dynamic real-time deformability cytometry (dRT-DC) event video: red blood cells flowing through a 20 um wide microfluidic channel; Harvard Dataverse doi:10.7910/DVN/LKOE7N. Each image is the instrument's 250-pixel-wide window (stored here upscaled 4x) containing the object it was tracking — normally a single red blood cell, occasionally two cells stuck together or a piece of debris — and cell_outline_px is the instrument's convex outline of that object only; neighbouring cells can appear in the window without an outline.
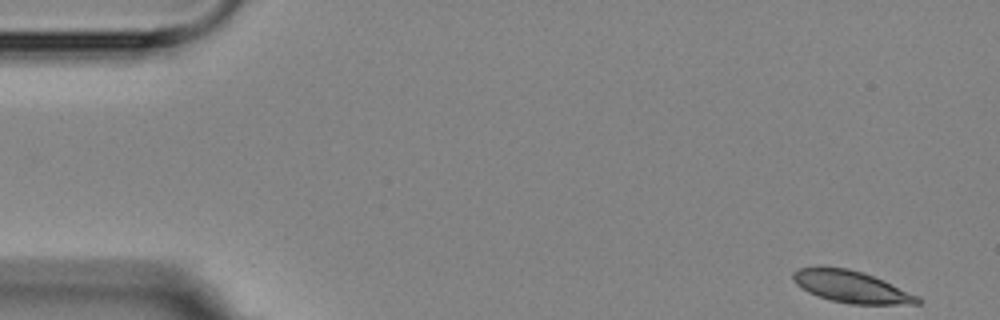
{"species": "Egyptian fruit bat (a non-hibernating species)", "species_latin": "Rousettus aegyptiacus", "temperature_condition": "room temperature", "stored_images_in_passage": 4, "camera_frame_rate_fps": 3000, "um_per_image_px": 0.085, "animal": {"sex": "female"}, "frame": {"image": 1, "passage_image": 1, "time_ms": 0.0, "image_size_px": [1000, 320], "cell_outline_px": [[924, 300], [920, 304], [848, 304], [816, 296], [808, 292], [796, 284], [792, 280], [792, 272], [800, 268], [848, 268], [884, 280], [920, 296]], "centroid_in_image_um": [72.41, 24.4], "position_along_channel_um": 12.6, "area_um2": 23.0}}
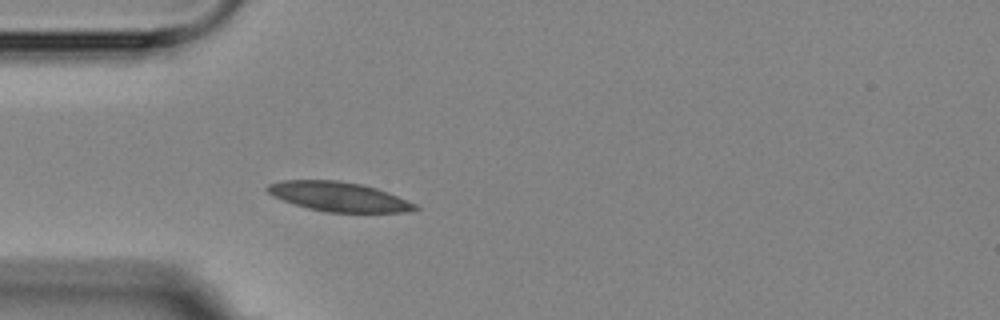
{"frame": {"image": 2, "passage_image": 4, "time_ms": 4.333, "image_size_px": [1000, 320], "cell_outline_px": [[420, 208], [404, 212], [324, 212], [308, 208], [272, 196], [264, 188], [268, 184], [280, 180], [340, 180], [360, 184], [376, 188], [388, 192], [416, 204]], "centroid_in_image_um": [28.76, 16.7], "position_along_channel_um": 56.2, "area_um2": 25.26}}